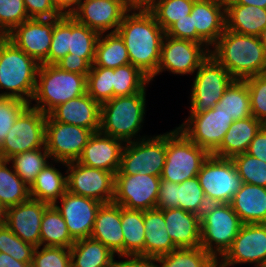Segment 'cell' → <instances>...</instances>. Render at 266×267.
I'll return each mask as SVG.
<instances>
[{"label":"cell","mask_w":266,"mask_h":267,"mask_svg":"<svg viewBox=\"0 0 266 267\" xmlns=\"http://www.w3.org/2000/svg\"><path fill=\"white\" fill-rule=\"evenodd\" d=\"M251 103V114L257 120L266 123V73L244 79Z\"/></svg>","instance_id":"7dc6e473"},{"label":"cell","mask_w":266,"mask_h":267,"mask_svg":"<svg viewBox=\"0 0 266 267\" xmlns=\"http://www.w3.org/2000/svg\"><path fill=\"white\" fill-rule=\"evenodd\" d=\"M210 50L205 44L165 35L157 73L150 79V82L163 71H169L177 75L194 73L209 57Z\"/></svg>","instance_id":"4fadbf2b"},{"label":"cell","mask_w":266,"mask_h":267,"mask_svg":"<svg viewBox=\"0 0 266 267\" xmlns=\"http://www.w3.org/2000/svg\"><path fill=\"white\" fill-rule=\"evenodd\" d=\"M140 139V140H139ZM166 159V133L124 144L116 174L161 176Z\"/></svg>","instance_id":"ba28073f"},{"label":"cell","mask_w":266,"mask_h":267,"mask_svg":"<svg viewBox=\"0 0 266 267\" xmlns=\"http://www.w3.org/2000/svg\"><path fill=\"white\" fill-rule=\"evenodd\" d=\"M263 126L264 124L254 116L233 121L220 146L212 155L232 158L235 155L245 153L252 139Z\"/></svg>","instance_id":"83f0119b"},{"label":"cell","mask_w":266,"mask_h":267,"mask_svg":"<svg viewBox=\"0 0 266 267\" xmlns=\"http://www.w3.org/2000/svg\"><path fill=\"white\" fill-rule=\"evenodd\" d=\"M158 267H218V260L201 246L177 248L157 258Z\"/></svg>","instance_id":"f35d334b"},{"label":"cell","mask_w":266,"mask_h":267,"mask_svg":"<svg viewBox=\"0 0 266 267\" xmlns=\"http://www.w3.org/2000/svg\"><path fill=\"white\" fill-rule=\"evenodd\" d=\"M29 19L23 0H0V27L6 34Z\"/></svg>","instance_id":"681fc988"},{"label":"cell","mask_w":266,"mask_h":267,"mask_svg":"<svg viewBox=\"0 0 266 267\" xmlns=\"http://www.w3.org/2000/svg\"><path fill=\"white\" fill-rule=\"evenodd\" d=\"M67 191L93 198L102 204L112 203L114 199L115 175L107 170L92 168L77 161L65 166Z\"/></svg>","instance_id":"5bb4252c"},{"label":"cell","mask_w":266,"mask_h":267,"mask_svg":"<svg viewBox=\"0 0 266 267\" xmlns=\"http://www.w3.org/2000/svg\"><path fill=\"white\" fill-rule=\"evenodd\" d=\"M249 155L266 162V126L254 136L246 151Z\"/></svg>","instance_id":"680465c9"},{"label":"cell","mask_w":266,"mask_h":267,"mask_svg":"<svg viewBox=\"0 0 266 267\" xmlns=\"http://www.w3.org/2000/svg\"><path fill=\"white\" fill-rule=\"evenodd\" d=\"M200 223V246L217 260L230 248L243 225L230 203L208 204Z\"/></svg>","instance_id":"8992f818"},{"label":"cell","mask_w":266,"mask_h":267,"mask_svg":"<svg viewBox=\"0 0 266 267\" xmlns=\"http://www.w3.org/2000/svg\"><path fill=\"white\" fill-rule=\"evenodd\" d=\"M101 105L87 93L54 108L49 115L58 122L100 131Z\"/></svg>","instance_id":"cb8c5ba5"},{"label":"cell","mask_w":266,"mask_h":267,"mask_svg":"<svg viewBox=\"0 0 266 267\" xmlns=\"http://www.w3.org/2000/svg\"><path fill=\"white\" fill-rule=\"evenodd\" d=\"M92 134L90 129L58 122L47 115L45 147L55 163L66 166L77 161Z\"/></svg>","instance_id":"7c38bea8"},{"label":"cell","mask_w":266,"mask_h":267,"mask_svg":"<svg viewBox=\"0 0 266 267\" xmlns=\"http://www.w3.org/2000/svg\"><path fill=\"white\" fill-rule=\"evenodd\" d=\"M167 36L177 39H187L197 42L196 28H193L192 16L186 15L185 18L174 22L166 31Z\"/></svg>","instance_id":"f5cc1de1"},{"label":"cell","mask_w":266,"mask_h":267,"mask_svg":"<svg viewBox=\"0 0 266 267\" xmlns=\"http://www.w3.org/2000/svg\"><path fill=\"white\" fill-rule=\"evenodd\" d=\"M100 34L69 16V51L75 57L84 58L90 65L95 59L96 44Z\"/></svg>","instance_id":"74e56055"},{"label":"cell","mask_w":266,"mask_h":267,"mask_svg":"<svg viewBox=\"0 0 266 267\" xmlns=\"http://www.w3.org/2000/svg\"><path fill=\"white\" fill-rule=\"evenodd\" d=\"M190 96V116L215 107L234 78L211 55L196 70Z\"/></svg>","instance_id":"8fae6325"},{"label":"cell","mask_w":266,"mask_h":267,"mask_svg":"<svg viewBox=\"0 0 266 267\" xmlns=\"http://www.w3.org/2000/svg\"><path fill=\"white\" fill-rule=\"evenodd\" d=\"M71 267H112L115 254L91 237L76 240L69 248Z\"/></svg>","instance_id":"4dcf8cb0"},{"label":"cell","mask_w":266,"mask_h":267,"mask_svg":"<svg viewBox=\"0 0 266 267\" xmlns=\"http://www.w3.org/2000/svg\"><path fill=\"white\" fill-rule=\"evenodd\" d=\"M10 229L5 223L0 224V252L9 255Z\"/></svg>","instance_id":"94428289"},{"label":"cell","mask_w":266,"mask_h":267,"mask_svg":"<svg viewBox=\"0 0 266 267\" xmlns=\"http://www.w3.org/2000/svg\"><path fill=\"white\" fill-rule=\"evenodd\" d=\"M144 256L158 258L177 249L173 244L161 209L144 211Z\"/></svg>","instance_id":"f546056e"},{"label":"cell","mask_w":266,"mask_h":267,"mask_svg":"<svg viewBox=\"0 0 266 267\" xmlns=\"http://www.w3.org/2000/svg\"><path fill=\"white\" fill-rule=\"evenodd\" d=\"M61 204L53 205L63 217L71 237L76 241L91 236L98 209L102 203L89 197L66 191Z\"/></svg>","instance_id":"d6986e66"},{"label":"cell","mask_w":266,"mask_h":267,"mask_svg":"<svg viewBox=\"0 0 266 267\" xmlns=\"http://www.w3.org/2000/svg\"><path fill=\"white\" fill-rule=\"evenodd\" d=\"M221 260V261H220ZM266 262V223L243 224L230 248L218 260V267Z\"/></svg>","instance_id":"e0dca14e"},{"label":"cell","mask_w":266,"mask_h":267,"mask_svg":"<svg viewBox=\"0 0 266 267\" xmlns=\"http://www.w3.org/2000/svg\"><path fill=\"white\" fill-rule=\"evenodd\" d=\"M86 87L87 94L100 105L113 99V68L91 66Z\"/></svg>","instance_id":"7bdbcfd3"},{"label":"cell","mask_w":266,"mask_h":267,"mask_svg":"<svg viewBox=\"0 0 266 267\" xmlns=\"http://www.w3.org/2000/svg\"><path fill=\"white\" fill-rule=\"evenodd\" d=\"M69 51V16L55 18L47 65H55Z\"/></svg>","instance_id":"bcb514c9"},{"label":"cell","mask_w":266,"mask_h":267,"mask_svg":"<svg viewBox=\"0 0 266 267\" xmlns=\"http://www.w3.org/2000/svg\"><path fill=\"white\" fill-rule=\"evenodd\" d=\"M157 209L178 208L177 183L161 179L156 202Z\"/></svg>","instance_id":"db71d44e"},{"label":"cell","mask_w":266,"mask_h":267,"mask_svg":"<svg viewBox=\"0 0 266 267\" xmlns=\"http://www.w3.org/2000/svg\"><path fill=\"white\" fill-rule=\"evenodd\" d=\"M243 183L266 187V162L241 153L231 158Z\"/></svg>","instance_id":"f6af8a7d"},{"label":"cell","mask_w":266,"mask_h":267,"mask_svg":"<svg viewBox=\"0 0 266 267\" xmlns=\"http://www.w3.org/2000/svg\"><path fill=\"white\" fill-rule=\"evenodd\" d=\"M39 65L8 38L0 42V96L32 104Z\"/></svg>","instance_id":"3957f363"},{"label":"cell","mask_w":266,"mask_h":267,"mask_svg":"<svg viewBox=\"0 0 266 267\" xmlns=\"http://www.w3.org/2000/svg\"><path fill=\"white\" fill-rule=\"evenodd\" d=\"M55 18H30L16 26L7 38L38 64H47Z\"/></svg>","instance_id":"ac0fdd59"},{"label":"cell","mask_w":266,"mask_h":267,"mask_svg":"<svg viewBox=\"0 0 266 267\" xmlns=\"http://www.w3.org/2000/svg\"><path fill=\"white\" fill-rule=\"evenodd\" d=\"M210 156L204 148L191 141L180 129L166 133V159L161 179L180 184L198 175Z\"/></svg>","instance_id":"52a82bcc"},{"label":"cell","mask_w":266,"mask_h":267,"mask_svg":"<svg viewBox=\"0 0 266 267\" xmlns=\"http://www.w3.org/2000/svg\"><path fill=\"white\" fill-rule=\"evenodd\" d=\"M32 263L18 261L10 255L0 252V267H29Z\"/></svg>","instance_id":"6125c7cd"},{"label":"cell","mask_w":266,"mask_h":267,"mask_svg":"<svg viewBox=\"0 0 266 267\" xmlns=\"http://www.w3.org/2000/svg\"><path fill=\"white\" fill-rule=\"evenodd\" d=\"M41 246L33 253V267H71L70 249L64 247ZM40 249V251H39Z\"/></svg>","instance_id":"c3c4849f"},{"label":"cell","mask_w":266,"mask_h":267,"mask_svg":"<svg viewBox=\"0 0 266 267\" xmlns=\"http://www.w3.org/2000/svg\"><path fill=\"white\" fill-rule=\"evenodd\" d=\"M67 191V176H64L53 164L49 163L39 172L30 187V198L48 204L60 203Z\"/></svg>","instance_id":"1f68e13d"},{"label":"cell","mask_w":266,"mask_h":267,"mask_svg":"<svg viewBox=\"0 0 266 267\" xmlns=\"http://www.w3.org/2000/svg\"><path fill=\"white\" fill-rule=\"evenodd\" d=\"M29 105L24 100L0 96V145L19 114Z\"/></svg>","instance_id":"f907efd6"},{"label":"cell","mask_w":266,"mask_h":267,"mask_svg":"<svg viewBox=\"0 0 266 267\" xmlns=\"http://www.w3.org/2000/svg\"><path fill=\"white\" fill-rule=\"evenodd\" d=\"M90 237L100 241L115 255L123 256V231L120 205L113 202L101 205L97 211Z\"/></svg>","instance_id":"484cf974"},{"label":"cell","mask_w":266,"mask_h":267,"mask_svg":"<svg viewBox=\"0 0 266 267\" xmlns=\"http://www.w3.org/2000/svg\"><path fill=\"white\" fill-rule=\"evenodd\" d=\"M124 144L120 139L100 131L95 132L89 137L77 162L92 168L107 170L115 175L120 167Z\"/></svg>","instance_id":"603a6c76"},{"label":"cell","mask_w":266,"mask_h":267,"mask_svg":"<svg viewBox=\"0 0 266 267\" xmlns=\"http://www.w3.org/2000/svg\"><path fill=\"white\" fill-rule=\"evenodd\" d=\"M197 177L209 204L231 203L243 184L231 158L212 154L203 163Z\"/></svg>","instance_id":"30bf717a"},{"label":"cell","mask_w":266,"mask_h":267,"mask_svg":"<svg viewBox=\"0 0 266 267\" xmlns=\"http://www.w3.org/2000/svg\"><path fill=\"white\" fill-rule=\"evenodd\" d=\"M259 38L266 54V29L262 32Z\"/></svg>","instance_id":"003e7915"},{"label":"cell","mask_w":266,"mask_h":267,"mask_svg":"<svg viewBox=\"0 0 266 267\" xmlns=\"http://www.w3.org/2000/svg\"><path fill=\"white\" fill-rule=\"evenodd\" d=\"M9 164L8 160L0 159V201L6 209L30 199V188L12 166L7 167Z\"/></svg>","instance_id":"8d00e7d4"},{"label":"cell","mask_w":266,"mask_h":267,"mask_svg":"<svg viewBox=\"0 0 266 267\" xmlns=\"http://www.w3.org/2000/svg\"><path fill=\"white\" fill-rule=\"evenodd\" d=\"M130 64L127 48L117 32L100 34L91 66L117 68Z\"/></svg>","instance_id":"836d02e7"},{"label":"cell","mask_w":266,"mask_h":267,"mask_svg":"<svg viewBox=\"0 0 266 267\" xmlns=\"http://www.w3.org/2000/svg\"><path fill=\"white\" fill-rule=\"evenodd\" d=\"M6 211H7V209L5 208V206L0 201V224L4 223V221H5Z\"/></svg>","instance_id":"03108f58"},{"label":"cell","mask_w":266,"mask_h":267,"mask_svg":"<svg viewBox=\"0 0 266 267\" xmlns=\"http://www.w3.org/2000/svg\"><path fill=\"white\" fill-rule=\"evenodd\" d=\"M117 33L123 39L130 64L151 79L160 61L165 31L148 9H130L123 17Z\"/></svg>","instance_id":"6da1fadb"},{"label":"cell","mask_w":266,"mask_h":267,"mask_svg":"<svg viewBox=\"0 0 266 267\" xmlns=\"http://www.w3.org/2000/svg\"><path fill=\"white\" fill-rule=\"evenodd\" d=\"M51 158L46 147L16 154L8 159L15 173L30 188Z\"/></svg>","instance_id":"ab89813d"},{"label":"cell","mask_w":266,"mask_h":267,"mask_svg":"<svg viewBox=\"0 0 266 267\" xmlns=\"http://www.w3.org/2000/svg\"><path fill=\"white\" fill-rule=\"evenodd\" d=\"M129 10L124 0H82L72 17L99 34L113 33Z\"/></svg>","instance_id":"ffe728a7"},{"label":"cell","mask_w":266,"mask_h":267,"mask_svg":"<svg viewBox=\"0 0 266 267\" xmlns=\"http://www.w3.org/2000/svg\"><path fill=\"white\" fill-rule=\"evenodd\" d=\"M210 55L221 64L234 79L266 73V54L257 36L224 31L212 46Z\"/></svg>","instance_id":"7a4b0ae2"},{"label":"cell","mask_w":266,"mask_h":267,"mask_svg":"<svg viewBox=\"0 0 266 267\" xmlns=\"http://www.w3.org/2000/svg\"><path fill=\"white\" fill-rule=\"evenodd\" d=\"M225 4L253 5L266 9V0H225Z\"/></svg>","instance_id":"e7e4bbea"},{"label":"cell","mask_w":266,"mask_h":267,"mask_svg":"<svg viewBox=\"0 0 266 267\" xmlns=\"http://www.w3.org/2000/svg\"><path fill=\"white\" fill-rule=\"evenodd\" d=\"M226 30L259 37L266 29V9L253 5L225 4Z\"/></svg>","instance_id":"f1b7e54d"},{"label":"cell","mask_w":266,"mask_h":267,"mask_svg":"<svg viewBox=\"0 0 266 267\" xmlns=\"http://www.w3.org/2000/svg\"><path fill=\"white\" fill-rule=\"evenodd\" d=\"M87 76L61 70L56 65H39L31 105L48 115L58 105L87 93Z\"/></svg>","instance_id":"277c9868"},{"label":"cell","mask_w":266,"mask_h":267,"mask_svg":"<svg viewBox=\"0 0 266 267\" xmlns=\"http://www.w3.org/2000/svg\"><path fill=\"white\" fill-rule=\"evenodd\" d=\"M155 0H124L130 9H148Z\"/></svg>","instance_id":"be15d7a7"},{"label":"cell","mask_w":266,"mask_h":267,"mask_svg":"<svg viewBox=\"0 0 266 267\" xmlns=\"http://www.w3.org/2000/svg\"><path fill=\"white\" fill-rule=\"evenodd\" d=\"M255 267H266V262L259 263L258 265H255Z\"/></svg>","instance_id":"89a4df30"},{"label":"cell","mask_w":266,"mask_h":267,"mask_svg":"<svg viewBox=\"0 0 266 267\" xmlns=\"http://www.w3.org/2000/svg\"><path fill=\"white\" fill-rule=\"evenodd\" d=\"M121 226L123 231V256H144L145 229L144 211L130 210L121 206Z\"/></svg>","instance_id":"d6a6232c"},{"label":"cell","mask_w":266,"mask_h":267,"mask_svg":"<svg viewBox=\"0 0 266 267\" xmlns=\"http://www.w3.org/2000/svg\"><path fill=\"white\" fill-rule=\"evenodd\" d=\"M61 70L88 75L90 72L91 65L82 57H75L73 54L68 53L56 64Z\"/></svg>","instance_id":"9f6ffc18"},{"label":"cell","mask_w":266,"mask_h":267,"mask_svg":"<svg viewBox=\"0 0 266 267\" xmlns=\"http://www.w3.org/2000/svg\"><path fill=\"white\" fill-rule=\"evenodd\" d=\"M29 18L53 19L62 15L53 0H23Z\"/></svg>","instance_id":"816d5d0a"},{"label":"cell","mask_w":266,"mask_h":267,"mask_svg":"<svg viewBox=\"0 0 266 267\" xmlns=\"http://www.w3.org/2000/svg\"><path fill=\"white\" fill-rule=\"evenodd\" d=\"M118 257L126 260L117 261L114 259L112 267H158L157 258L154 257L140 255H118Z\"/></svg>","instance_id":"6f0895ef"},{"label":"cell","mask_w":266,"mask_h":267,"mask_svg":"<svg viewBox=\"0 0 266 267\" xmlns=\"http://www.w3.org/2000/svg\"><path fill=\"white\" fill-rule=\"evenodd\" d=\"M230 204L243 224L266 223V187L243 183Z\"/></svg>","instance_id":"4316f807"},{"label":"cell","mask_w":266,"mask_h":267,"mask_svg":"<svg viewBox=\"0 0 266 267\" xmlns=\"http://www.w3.org/2000/svg\"><path fill=\"white\" fill-rule=\"evenodd\" d=\"M190 15L197 43L212 47L226 29L225 0H195Z\"/></svg>","instance_id":"7402d4cb"},{"label":"cell","mask_w":266,"mask_h":267,"mask_svg":"<svg viewBox=\"0 0 266 267\" xmlns=\"http://www.w3.org/2000/svg\"><path fill=\"white\" fill-rule=\"evenodd\" d=\"M167 232L177 248H196L201 244L200 216L181 208L163 209Z\"/></svg>","instance_id":"d4e9b609"},{"label":"cell","mask_w":266,"mask_h":267,"mask_svg":"<svg viewBox=\"0 0 266 267\" xmlns=\"http://www.w3.org/2000/svg\"><path fill=\"white\" fill-rule=\"evenodd\" d=\"M35 248V246L24 242L10 230L9 255L11 257L21 262L32 263Z\"/></svg>","instance_id":"11a10c76"},{"label":"cell","mask_w":266,"mask_h":267,"mask_svg":"<svg viewBox=\"0 0 266 267\" xmlns=\"http://www.w3.org/2000/svg\"><path fill=\"white\" fill-rule=\"evenodd\" d=\"M215 107L232 116L234 121L252 116L250 95L245 80L234 79Z\"/></svg>","instance_id":"d590c367"},{"label":"cell","mask_w":266,"mask_h":267,"mask_svg":"<svg viewBox=\"0 0 266 267\" xmlns=\"http://www.w3.org/2000/svg\"><path fill=\"white\" fill-rule=\"evenodd\" d=\"M7 38V34L0 27V42L4 41Z\"/></svg>","instance_id":"a7ac6f4b"},{"label":"cell","mask_w":266,"mask_h":267,"mask_svg":"<svg viewBox=\"0 0 266 267\" xmlns=\"http://www.w3.org/2000/svg\"><path fill=\"white\" fill-rule=\"evenodd\" d=\"M160 176L115 174L113 203L130 210L147 211L156 207Z\"/></svg>","instance_id":"9a60e30c"},{"label":"cell","mask_w":266,"mask_h":267,"mask_svg":"<svg viewBox=\"0 0 266 267\" xmlns=\"http://www.w3.org/2000/svg\"><path fill=\"white\" fill-rule=\"evenodd\" d=\"M149 82L150 79L132 64L113 69L114 97L142 92Z\"/></svg>","instance_id":"60d3db41"},{"label":"cell","mask_w":266,"mask_h":267,"mask_svg":"<svg viewBox=\"0 0 266 267\" xmlns=\"http://www.w3.org/2000/svg\"><path fill=\"white\" fill-rule=\"evenodd\" d=\"M49 205L30 198L26 202L7 208L4 223L24 242L38 247L40 246L41 221Z\"/></svg>","instance_id":"44dd1931"},{"label":"cell","mask_w":266,"mask_h":267,"mask_svg":"<svg viewBox=\"0 0 266 267\" xmlns=\"http://www.w3.org/2000/svg\"><path fill=\"white\" fill-rule=\"evenodd\" d=\"M145 96L146 88L142 92L114 97L101 104L100 132L124 143L138 140L136 136L143 126L146 112Z\"/></svg>","instance_id":"5b68a950"},{"label":"cell","mask_w":266,"mask_h":267,"mask_svg":"<svg viewBox=\"0 0 266 267\" xmlns=\"http://www.w3.org/2000/svg\"><path fill=\"white\" fill-rule=\"evenodd\" d=\"M82 0H53L57 11L62 16H72L79 8Z\"/></svg>","instance_id":"91938a15"},{"label":"cell","mask_w":266,"mask_h":267,"mask_svg":"<svg viewBox=\"0 0 266 267\" xmlns=\"http://www.w3.org/2000/svg\"><path fill=\"white\" fill-rule=\"evenodd\" d=\"M233 121L232 116L219 110V107H213L206 112L189 116L177 128L212 154L220 146Z\"/></svg>","instance_id":"2e32d148"},{"label":"cell","mask_w":266,"mask_h":267,"mask_svg":"<svg viewBox=\"0 0 266 267\" xmlns=\"http://www.w3.org/2000/svg\"><path fill=\"white\" fill-rule=\"evenodd\" d=\"M177 201L178 208L199 216L209 204L197 176L177 184Z\"/></svg>","instance_id":"ee69618b"},{"label":"cell","mask_w":266,"mask_h":267,"mask_svg":"<svg viewBox=\"0 0 266 267\" xmlns=\"http://www.w3.org/2000/svg\"><path fill=\"white\" fill-rule=\"evenodd\" d=\"M195 0H155L148 10L166 31L174 22L190 15Z\"/></svg>","instance_id":"b9f144b4"},{"label":"cell","mask_w":266,"mask_h":267,"mask_svg":"<svg viewBox=\"0 0 266 267\" xmlns=\"http://www.w3.org/2000/svg\"><path fill=\"white\" fill-rule=\"evenodd\" d=\"M74 242L60 212L53 204L49 205L41 221L40 246L70 248Z\"/></svg>","instance_id":"e575fe53"},{"label":"cell","mask_w":266,"mask_h":267,"mask_svg":"<svg viewBox=\"0 0 266 267\" xmlns=\"http://www.w3.org/2000/svg\"><path fill=\"white\" fill-rule=\"evenodd\" d=\"M47 115L29 104L17 117L0 145V159L45 147Z\"/></svg>","instance_id":"9c48e42d"}]
</instances>
